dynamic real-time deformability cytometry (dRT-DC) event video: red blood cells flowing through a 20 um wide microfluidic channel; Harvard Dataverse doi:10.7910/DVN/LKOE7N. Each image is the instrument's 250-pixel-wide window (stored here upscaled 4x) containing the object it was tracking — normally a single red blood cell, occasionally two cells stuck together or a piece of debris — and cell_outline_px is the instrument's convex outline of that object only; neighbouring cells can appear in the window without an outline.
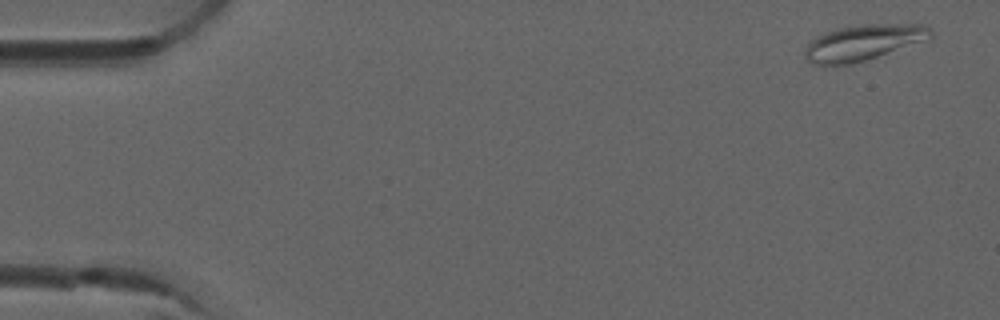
{"species": "common noctule bat (a hibernating species)", "species_latin": "Nyctalus noctula", "temperature_condition": "room temperature", "stored_images_in_passage": 4, "camera_frame_rate_fps": 3000, "um_per_image_px": 0.085, "animal": {"sex": "male", "forearm_length_mm": 52.5}, "frame": {"image": 1, "passage_image": 1, "time_ms": 0.0, "image_size_px": [1000, 320], "cell_outline_px": [[932, 36], [876, 56], [864, 60], [848, 64], [812, 64], [804, 56], [804, 52], [808, 44], [816, 36], [836, 28], [860, 24], [924, 24], [932, 28]], "centroid_in_image_um": [73.32, 3.58], "position_along_channel_um": 11.7, "area_um2": 25.49}}